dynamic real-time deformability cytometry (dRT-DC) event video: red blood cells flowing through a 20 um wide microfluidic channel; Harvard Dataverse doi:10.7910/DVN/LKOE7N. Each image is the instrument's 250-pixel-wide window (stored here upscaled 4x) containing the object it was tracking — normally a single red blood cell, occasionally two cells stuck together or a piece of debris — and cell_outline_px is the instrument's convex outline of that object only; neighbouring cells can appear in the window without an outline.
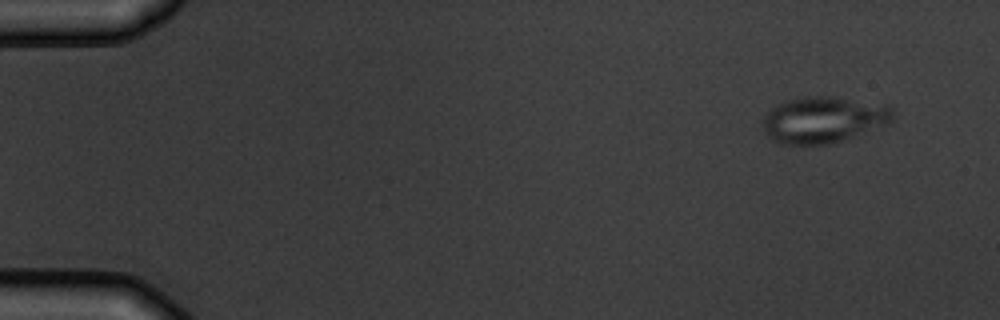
{"species": "common noctule bat (a hibernating species)", "species_latin": "Nyctalus noctula", "temperature_condition": "warm", "stored_images_in_passage": 4, "camera_frame_rate_fps": 3000, "um_per_image_px": 0.085, "animal": {"sex": "male", "body_mass_g": 19.5, "forearm_length_mm": 54.6}, "frame": {"image": 1, "passage_image": 1, "time_ms": 0.0, "image_size_px": [1000, 320], "cell_outline_px": [[892, 120], [884, 124], [840, 140], [828, 144], [784, 144], [772, 140], [768, 136], [764, 128], [764, 116], [772, 108], [784, 100], [804, 96], [836, 96], [888, 104], [892, 108]], "centroid_in_image_um": [69.97, 10.13], "position_along_channel_um": 15.0, "area_um2": 34.74}}